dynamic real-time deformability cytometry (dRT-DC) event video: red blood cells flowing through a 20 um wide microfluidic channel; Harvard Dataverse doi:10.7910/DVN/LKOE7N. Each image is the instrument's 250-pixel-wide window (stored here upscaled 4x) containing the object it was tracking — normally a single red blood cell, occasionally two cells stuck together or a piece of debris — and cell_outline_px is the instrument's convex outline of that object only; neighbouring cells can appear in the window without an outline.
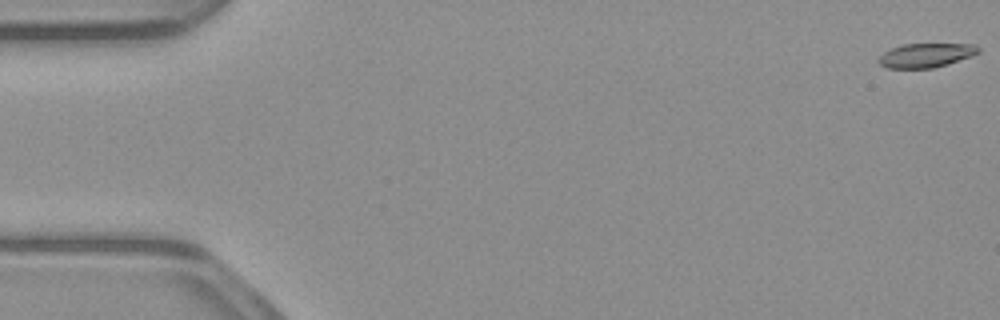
{"species": "common noctule bat (a hibernating species)", "species_latin": "Nyctalus noctula", "temperature_condition": "warm", "stored_images_in_passage": 53, "camera_frame_rate_fps": 3000, "um_per_image_px": 0.085, "animal": {"sex": "male", "body_mass_g": 23.1, "forearm_length_mm": 52.7}, "frame": {"image": 1, "passage_image": 1, "time_ms": 0.0, "image_size_px": [1000, 320], "cell_outline_px": [[980, 52], [972, 56], [948, 64], [932, 68], [888, 68], [880, 64], [876, 60], [884, 52], [892, 48], [904, 44], [976, 44], [980, 48]], "centroid_in_image_um": [78.73, 4.7], "position_along_channel_um": 6.3, "area_um2": 14.05}}
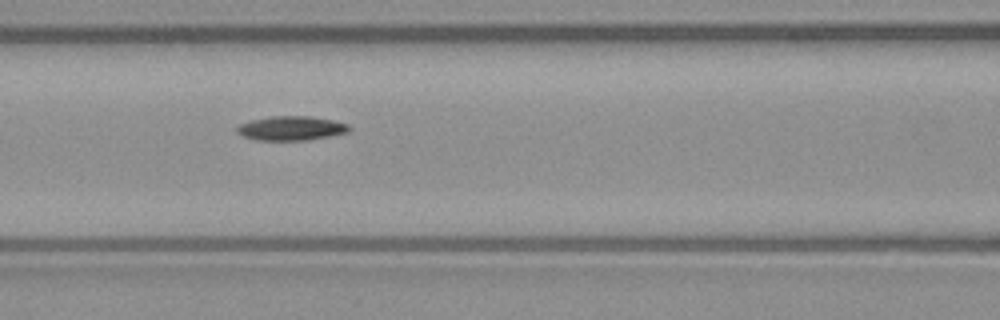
{"frame": {"image": 2, "passage_image": 23, "time_ms": 7.333, "image_size_px": [1000, 320], "cell_outline_px": [[352, 128], [348, 132], [308, 140], [256, 140], [244, 136], [236, 132], [236, 128], [240, 124], [252, 120], [272, 116], [312, 116], [332, 120], [348, 124]], "centroid_in_image_um": [24.76, 10.9], "position_along_channel_um": 141.8, "area_um2": 15.78}}
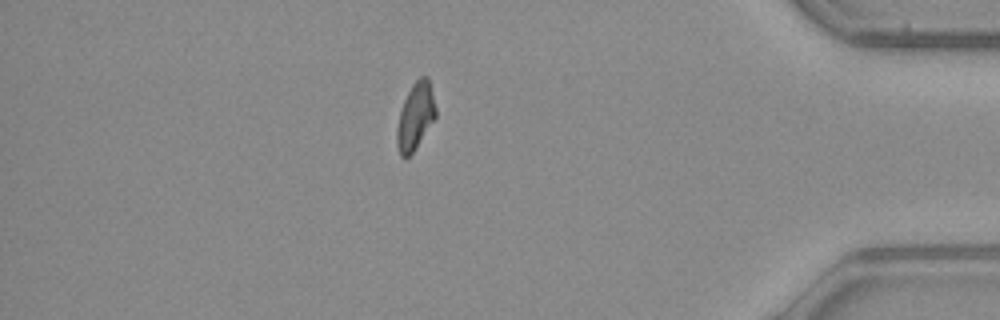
{"frame": {"image": 3, "passage_image": 46, "time_ms": 15.0, "image_size_px": [1000, 320], "cell_outline_px": [[436, 116], [412, 152], [408, 156], [400, 156], [396, 144], [396, 132], [400, 112], [404, 100], [412, 84], [420, 76], [428, 76], [436, 108]], "centroid_in_image_um": [35.3, 9.85], "position_along_channel_um": 399.9, "area_um2": 14.8}}